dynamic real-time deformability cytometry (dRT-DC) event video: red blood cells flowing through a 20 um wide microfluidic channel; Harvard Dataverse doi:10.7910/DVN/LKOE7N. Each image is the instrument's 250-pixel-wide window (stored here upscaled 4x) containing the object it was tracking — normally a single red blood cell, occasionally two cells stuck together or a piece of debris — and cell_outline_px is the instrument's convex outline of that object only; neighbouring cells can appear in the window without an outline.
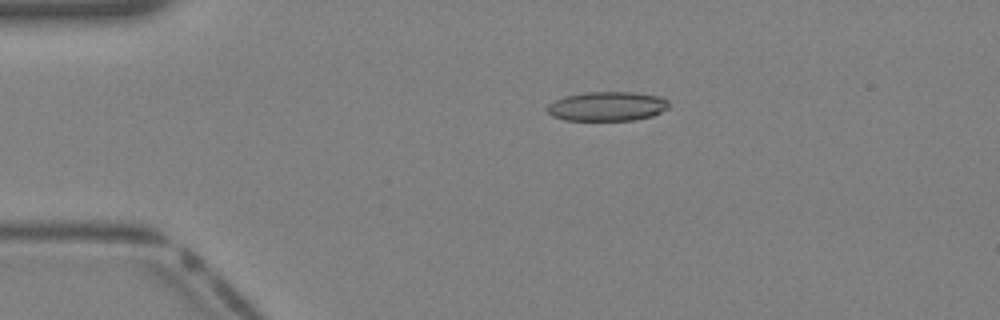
{"species": "Egyptian fruit bat (a non-hibernating species)", "species_latin": "Rousettus aegyptiacus", "temperature_condition": "warm", "stored_images_in_passage": 36, "camera_frame_rate_fps": 3000, "um_per_image_px": 0.085, "animal": {"sex": "female"}, "frame": {"image": 1, "passage_image": 5, "time_ms": 1.333, "image_size_px": [1000, 320], "cell_outline_px": [[668, 108], [652, 116], [636, 120], [564, 120], [552, 116], [544, 108], [548, 104], [564, 96], [584, 92], [632, 92], [660, 96], [668, 100]], "centroid_in_image_um": [51.59, 9.03], "position_along_channel_um": 33.4, "area_um2": 20.92}}
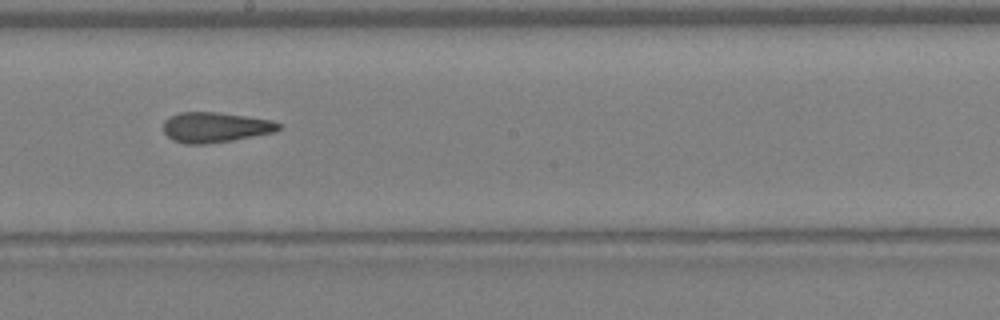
{"frame": {"image": 2, "passage_image": 19, "time_ms": 6.0, "image_size_px": [1000, 320], "cell_outline_px": [[280, 128], [276, 132], [232, 140], [204, 144], [184, 144], [172, 140], [164, 132], [164, 120], [180, 112], [216, 112], [272, 120], [280, 124]], "centroid_in_image_um": [18.29, 10.82], "position_along_channel_um": 229.9, "area_um2": 20.17}}
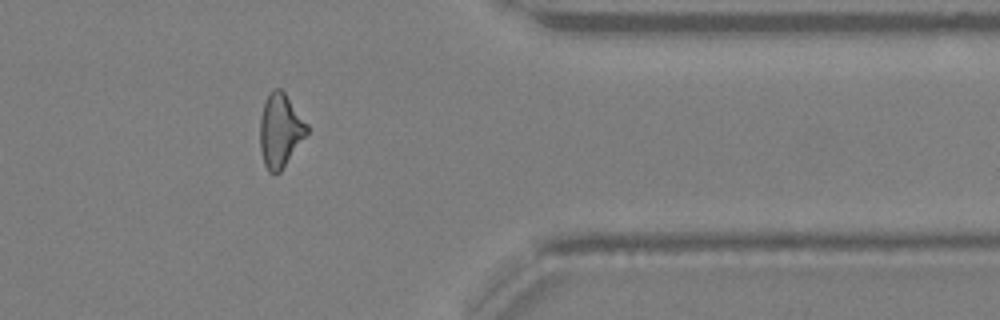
{"frame": {"image": 3, "passage_image": 29, "time_ms": 9.333, "image_size_px": [1000, 320], "cell_outline_px": [[308, 132], [280, 172], [276, 176], [268, 172], [264, 164], [260, 148], [260, 116], [268, 92], [272, 88], [280, 88], [284, 92], [308, 124]], "centroid_in_image_um": [23.8, 11.09], "position_along_channel_um": 387.6, "area_um2": 20.17}}